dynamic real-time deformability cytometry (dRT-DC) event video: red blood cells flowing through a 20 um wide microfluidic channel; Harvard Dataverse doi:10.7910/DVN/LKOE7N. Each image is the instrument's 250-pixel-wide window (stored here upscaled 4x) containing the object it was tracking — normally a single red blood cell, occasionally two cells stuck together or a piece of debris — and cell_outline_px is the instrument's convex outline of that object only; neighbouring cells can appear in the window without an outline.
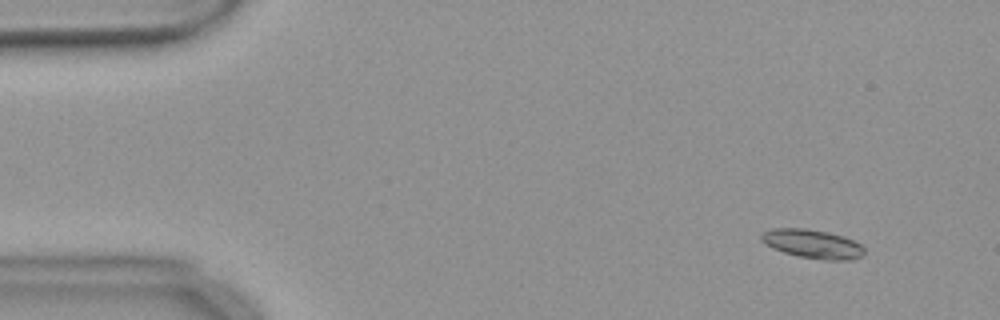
{"species": "common noctule bat (a hibernating species)", "species_latin": "Nyctalus noctula", "temperature_condition": "warm", "stored_images_in_passage": 55, "camera_frame_rate_fps": 3000, "um_per_image_px": 0.085, "animal": {"sex": "female", "body_mass_g": 18.4}, "frame": {"image": 1, "passage_image": 5, "time_ms": 1.333, "image_size_px": [1000, 320], "cell_outline_px": [[864, 256], [852, 260], [824, 260], [800, 256], [784, 252], [772, 248], [764, 244], [760, 240], [760, 232], [772, 228], [804, 228], [828, 232], [844, 236], [860, 244], [864, 248]], "centroid_in_image_um": [69.04, 20.72], "position_along_channel_um": 16.0, "area_um2": 17.51}}
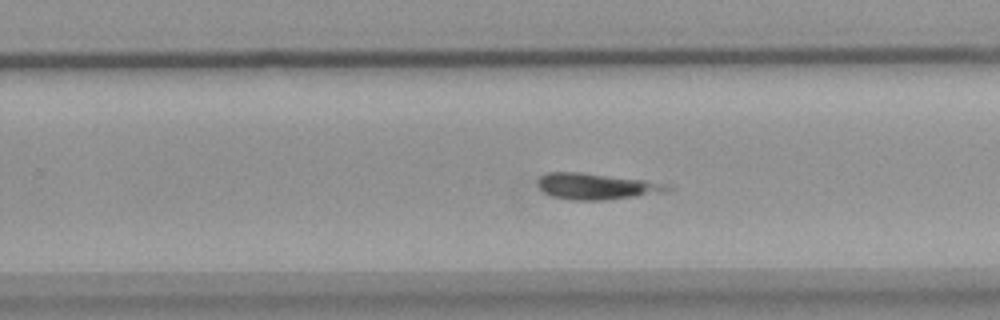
{"frame": {"image": 2, "passage_image": 35, "time_ms": 11.333, "image_size_px": [1000, 320], "cell_outline_px": [[672, 188], [668, 192], [608, 200], [572, 200], [552, 196], [544, 192], [536, 184], [536, 180], [540, 176], [548, 172], [580, 172], [644, 180], [672, 184]], "centroid_in_image_um": [50.72, 15.84], "position_along_channel_um": 279.1, "area_um2": 20.0}}
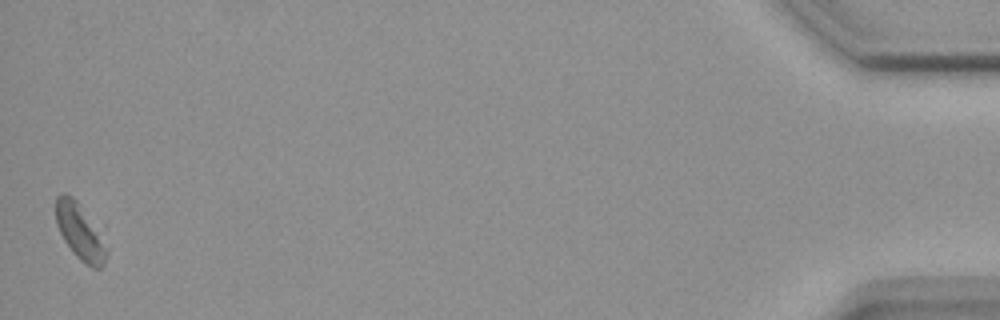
{"frame": {"image": 3, "passage_image": 55, "time_ms": 18.0, "image_size_px": [1000, 320], "cell_outline_px": [[108, 252], [104, 264], [100, 268], [92, 268], [80, 260], [72, 252], [64, 240], [56, 224], [56, 196], [64, 192], [72, 196], [76, 200], [96, 228], [108, 248]], "centroid_in_image_um": [6.79, 19.72], "position_along_channel_um": 428.4, "area_um2": 16.24}}